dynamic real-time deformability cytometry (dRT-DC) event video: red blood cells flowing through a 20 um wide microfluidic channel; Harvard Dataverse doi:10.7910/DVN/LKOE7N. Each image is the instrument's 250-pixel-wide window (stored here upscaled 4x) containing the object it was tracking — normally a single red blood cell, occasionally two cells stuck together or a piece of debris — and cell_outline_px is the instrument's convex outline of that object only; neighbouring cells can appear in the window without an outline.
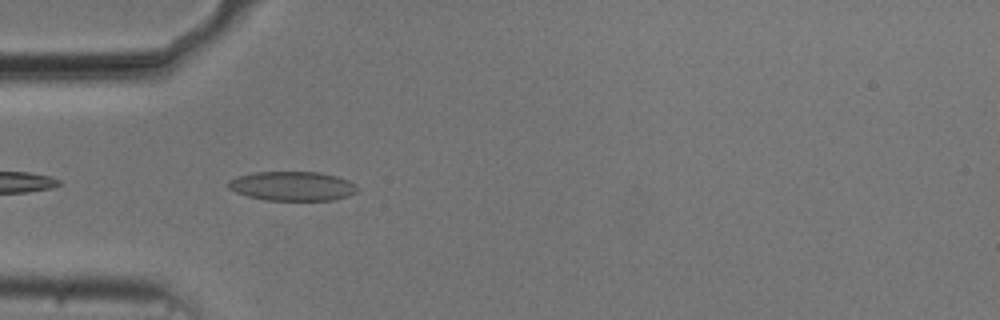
{"species": "common noctule bat (a hibernating species)", "species_latin": "Nyctalus noctula", "temperature_condition": "cold", "stored_images_in_passage": 6, "camera_frame_rate_fps": 3000, "um_per_image_px": 0.085, "animal": {"sex": "male", "body_mass_g": 20.5, "forearm_length_mm": 52.5}, "frame": {"image": 1, "passage_image": 3, "time_ms": 0.667, "image_size_px": [1000, 320], "cell_outline_px": [[356, 192], [348, 196], [332, 200], [264, 200], [248, 196], [236, 192], [228, 188], [228, 180], [236, 176], [256, 172], [320, 172], [336, 176], [348, 180], [356, 184]], "centroid_in_image_um": [24.83, 15.81], "position_along_channel_um": 60.2, "area_um2": 22.02}}